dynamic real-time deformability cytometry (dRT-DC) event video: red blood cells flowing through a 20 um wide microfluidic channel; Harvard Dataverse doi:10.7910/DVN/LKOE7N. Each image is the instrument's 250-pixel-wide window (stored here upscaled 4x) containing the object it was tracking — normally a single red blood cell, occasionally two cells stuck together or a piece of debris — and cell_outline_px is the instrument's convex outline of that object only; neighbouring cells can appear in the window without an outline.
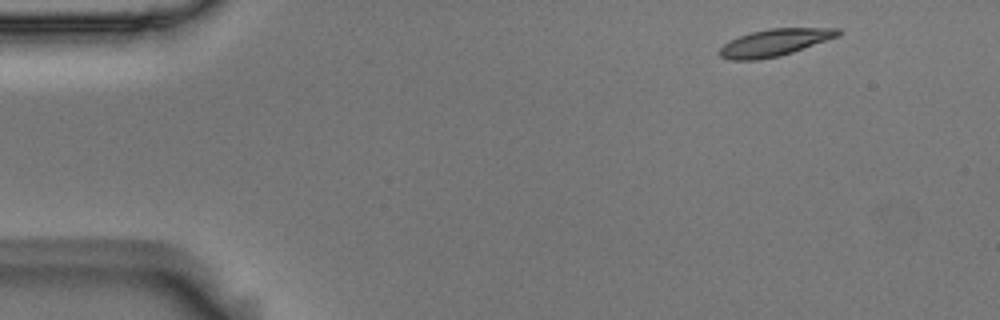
{"species": "Egyptian fruit bat (a non-hibernating species)", "species_latin": "Rousettus aegyptiacus", "temperature_condition": "room temperature", "stored_images_in_passage": 5, "camera_frame_rate_fps": 3000, "um_per_image_px": 0.085, "animal": {"sex": "male"}, "frame": {"image": 1, "passage_image": 1, "time_ms": 0.0, "image_size_px": [1000, 320], "cell_outline_px": [[844, 32], [840, 36], [780, 56], [756, 60], [732, 60], [720, 56], [716, 52], [728, 40], [752, 32], [768, 28], [840, 28]], "centroid_in_image_um": [65.86, 3.61], "position_along_channel_um": 19.1, "area_um2": 18.84}}
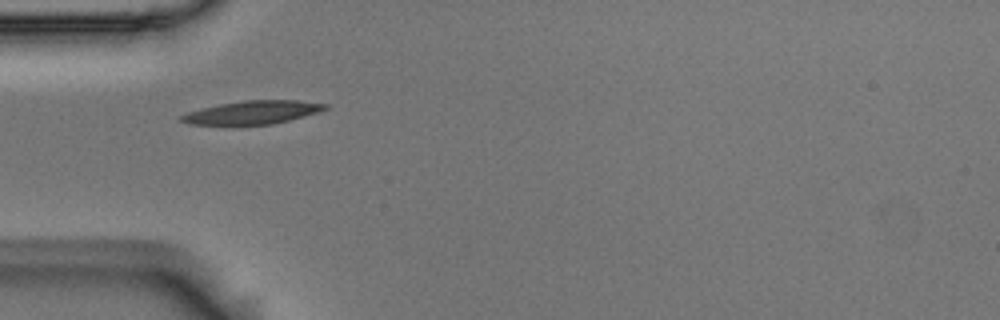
{"frame": {"image": 2, "passage_image": 4, "time_ms": 1.0, "image_size_px": [1000, 320], "cell_outline_px": [[328, 108], [320, 112], [272, 124], [188, 124], [180, 120], [180, 116], [188, 112], [220, 104], [244, 100], [296, 100], [328, 104]], "centroid_in_image_um": [21.51, 9.54], "position_along_channel_um": 63.5, "area_um2": 19.19}}
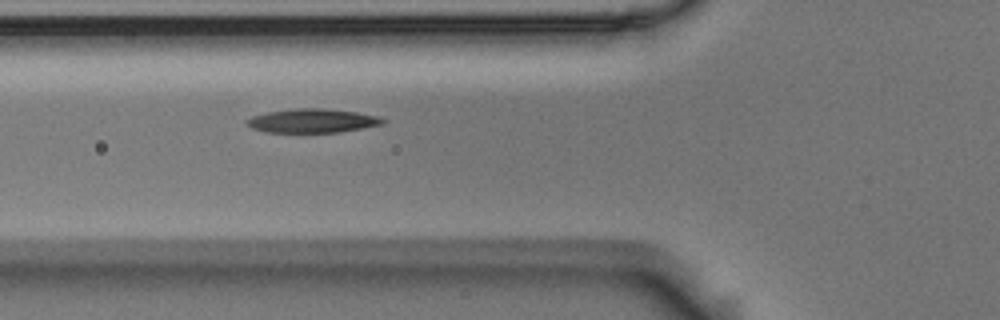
{"frame": {"image": 3, "passage_image": 5, "time_ms": 1.333, "image_size_px": [1000, 320], "cell_outline_px": [[388, 120], [384, 124], [340, 132], [264, 132], [252, 128], [244, 124], [244, 120], [252, 116], [268, 112], [296, 108], [324, 108], [356, 112], [380, 116]], "centroid_in_image_um": [26.56, 10.26], "position_along_channel_um": 99.2, "area_um2": 19.13}}